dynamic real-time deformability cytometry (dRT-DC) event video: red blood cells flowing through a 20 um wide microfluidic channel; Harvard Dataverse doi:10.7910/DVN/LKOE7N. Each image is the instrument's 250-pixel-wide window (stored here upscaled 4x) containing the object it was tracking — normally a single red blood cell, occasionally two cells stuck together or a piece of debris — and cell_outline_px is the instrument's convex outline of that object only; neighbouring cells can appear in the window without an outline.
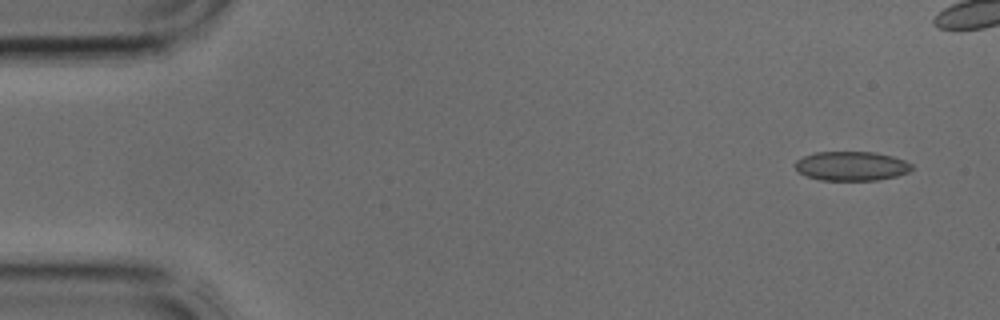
{"species": "common noctule bat (a hibernating species)", "species_latin": "Nyctalus noctula", "temperature_condition": "cold", "stored_images_in_passage": 4, "camera_frame_rate_fps": 3000, "um_per_image_px": 0.085, "animal": {"sex": "male", "body_mass_g": 17.9, "forearm_length_mm": 54.2}, "frame": {"image": 1, "passage_image": 1, "time_ms": 0.0, "image_size_px": [1000, 320], "cell_outline_px": [[912, 168], [908, 172], [896, 176], [876, 180], [820, 180], [808, 176], [800, 172], [796, 168], [796, 160], [804, 156], [816, 152], [872, 152], [892, 156], [904, 160], [912, 164]], "centroid_in_image_um": [72.38, 14.11], "position_along_channel_um": 12.6, "area_um2": 19.65}}